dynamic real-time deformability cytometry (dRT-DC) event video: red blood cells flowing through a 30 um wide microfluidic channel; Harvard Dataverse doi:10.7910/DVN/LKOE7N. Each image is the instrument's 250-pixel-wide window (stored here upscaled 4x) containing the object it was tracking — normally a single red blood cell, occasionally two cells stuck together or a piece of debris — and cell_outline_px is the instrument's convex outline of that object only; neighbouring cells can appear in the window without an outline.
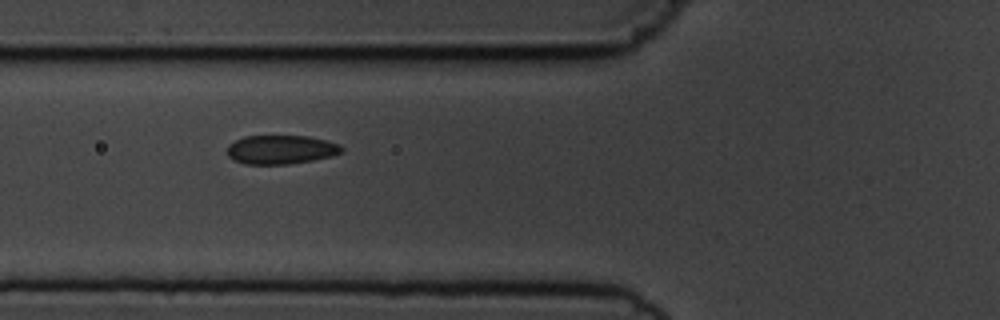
{"species": "common noctule bat (a hibernating species)", "species_latin": "Nyctalus noctula", "temperature_condition": "cold", "stored_images_in_passage": 7, "camera_frame_rate_fps": 3000, "um_per_image_px": 0.085, "animal": {"sex": "male", "body_mass_g": 19.5, "forearm_length_mm": 54.6}, "frame": {"image": 1, "passage_image": 6, "time_ms": 6.667, "image_size_px": [1000, 320], "cell_outline_px": [[344, 152], [332, 156], [312, 160], [288, 164], [244, 164], [232, 160], [228, 156], [228, 144], [244, 136], [308, 136], [328, 140], [340, 144], [344, 148]], "centroid_in_image_um": [23.9, 12.71], "position_along_channel_um": 101.9, "area_um2": 19.48}}
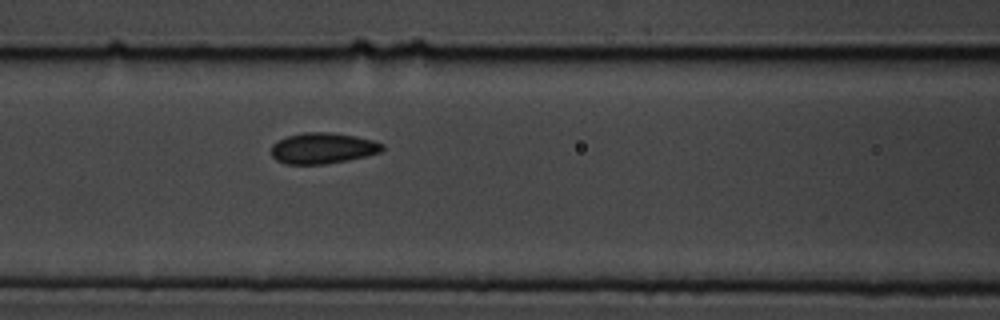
{"frame": {"image": 2, "passage_image": 7, "time_ms": 7.667, "image_size_px": [1000, 320], "cell_outline_px": [[384, 148], [380, 152], [348, 160], [324, 164], [288, 164], [276, 160], [272, 156], [272, 144], [288, 136], [304, 132], [328, 132], [356, 136], [372, 140], [384, 144]], "centroid_in_image_um": [27.44, 12.59], "position_along_channel_um": 139.2, "area_um2": 19.83}}